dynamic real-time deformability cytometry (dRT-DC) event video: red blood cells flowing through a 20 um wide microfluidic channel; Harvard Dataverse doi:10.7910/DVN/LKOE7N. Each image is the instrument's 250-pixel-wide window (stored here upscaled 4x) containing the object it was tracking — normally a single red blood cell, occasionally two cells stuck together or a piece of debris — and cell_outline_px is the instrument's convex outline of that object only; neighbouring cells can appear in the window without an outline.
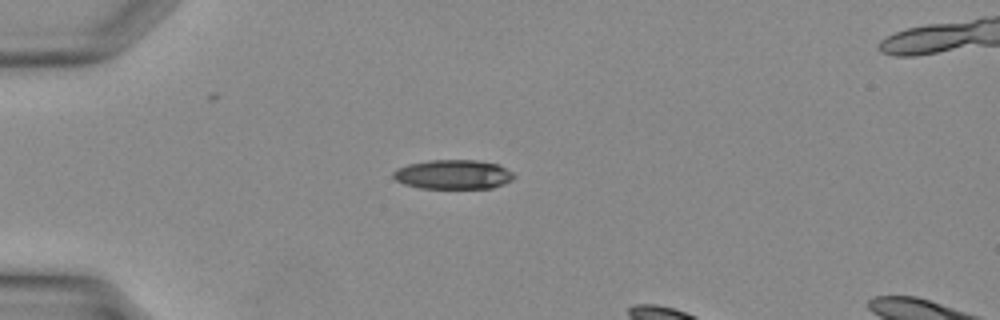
{"species": "Egyptian fruit bat (a non-hibernating species)", "species_latin": "Rousettus aegyptiacus", "temperature_condition": "warm", "stored_images_in_passage": 25, "camera_frame_rate_fps": 3000, "um_per_image_px": 0.085, "animal": {"sex": "female"}, "frame": {"image": 1, "passage_image": 1, "time_ms": 0.0, "image_size_px": [1000, 320], "cell_outline_px": [[516, 176], [512, 180], [504, 184], [492, 188], [420, 188], [404, 184], [396, 180], [392, 176], [392, 172], [396, 168], [408, 164], [428, 160], [476, 160], [500, 164], [512, 172]], "centroid_in_image_um": [38.53, 14.82], "position_along_channel_um": 46.5, "area_um2": 20.87}}
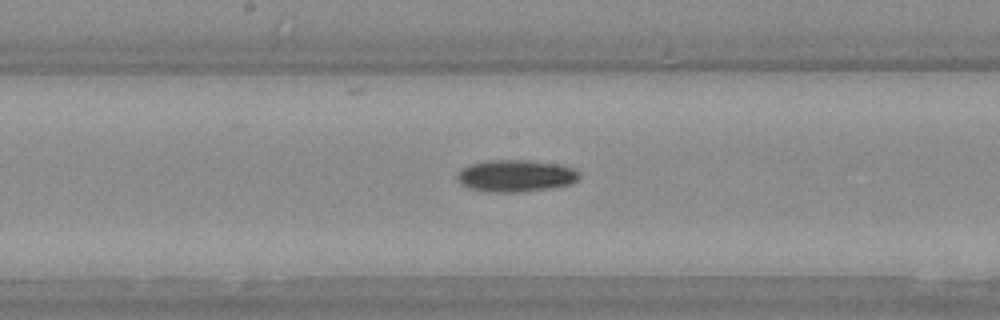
{"frame": {"image": 2, "passage_image": 11, "time_ms": 3.333, "image_size_px": [1000, 320], "cell_outline_px": [[580, 176], [572, 184], [552, 188], [516, 192], [488, 192], [468, 188], [460, 184], [456, 180], [456, 176], [460, 168], [484, 160], [532, 160], [564, 164], [580, 172]], "centroid_in_image_um": [43.83, 14.93], "position_along_channel_um": 204.4, "area_um2": 23.24}}
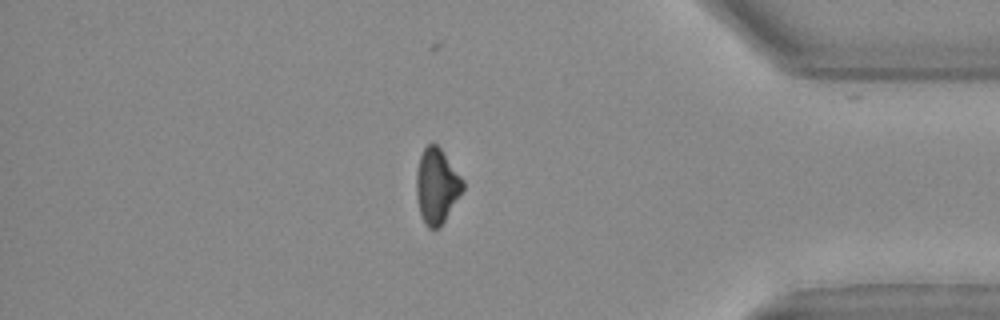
{"frame": {"image": 3, "passage_image": 23, "time_ms": 7.333, "image_size_px": [1000, 320], "cell_outline_px": [[464, 188], [444, 220], [436, 228], [428, 228], [420, 212], [416, 196], [416, 172], [420, 156], [424, 148], [428, 144], [436, 144], [440, 148], [464, 180]], "centroid_in_image_um": [37.11, 15.77], "position_along_channel_um": 398.1, "area_um2": 19.88}}